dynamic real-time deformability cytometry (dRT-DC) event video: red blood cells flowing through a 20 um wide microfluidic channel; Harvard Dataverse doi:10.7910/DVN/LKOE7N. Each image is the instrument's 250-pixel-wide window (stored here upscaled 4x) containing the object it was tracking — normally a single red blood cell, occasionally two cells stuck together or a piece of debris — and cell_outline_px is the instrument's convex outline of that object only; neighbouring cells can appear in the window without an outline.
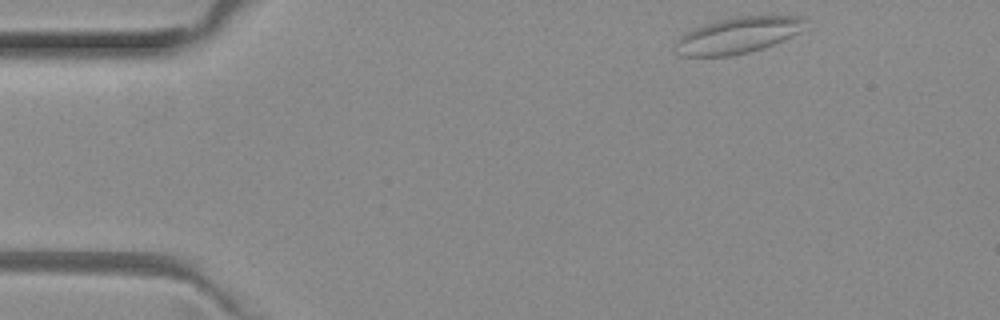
{"species": "common noctule bat (a hibernating species)", "species_latin": "Nyctalus noctula", "temperature_condition": "room temperature", "stored_images_in_passage": 42, "camera_frame_rate_fps": 3000, "um_per_image_px": 0.085, "animal": {"sex": "female", "body_mass_g": 29.2, "forearm_length_mm": 56.3}, "frame": {"image": 1, "passage_image": 1, "time_ms": 0.0, "image_size_px": [1000, 320], "cell_outline_px": [[808, 20], [800, 32], [764, 48], [748, 52], [728, 56], [680, 56], [676, 52], [676, 40], [684, 32], [704, 24], [716, 20], [736, 16], [804, 16]], "centroid_in_image_um": [62.71, 2.99], "position_along_channel_um": 22.3, "area_um2": 27.46}}
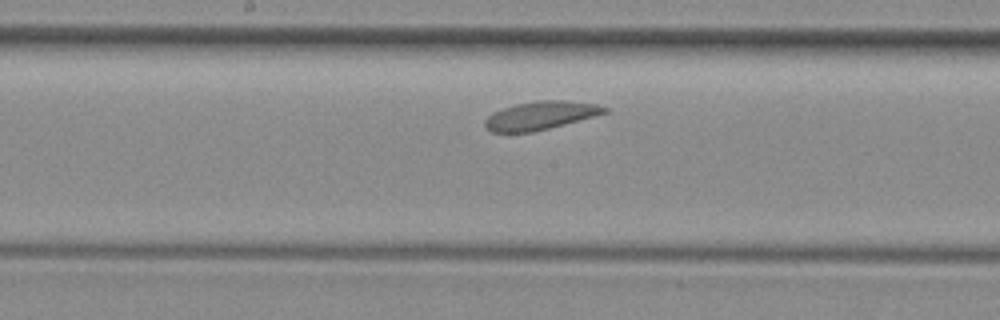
{"frame": {"image": 2, "passage_image": 21, "time_ms": 6.667, "image_size_px": [1000, 320], "cell_outline_px": [[608, 112], [548, 128], [532, 132], [492, 132], [484, 124], [484, 120], [492, 112], [516, 104], [540, 100], [564, 100], [596, 104], [608, 108]], "centroid_in_image_um": [45.92, 9.81], "position_along_channel_um": 202.3, "area_um2": 19.36}}
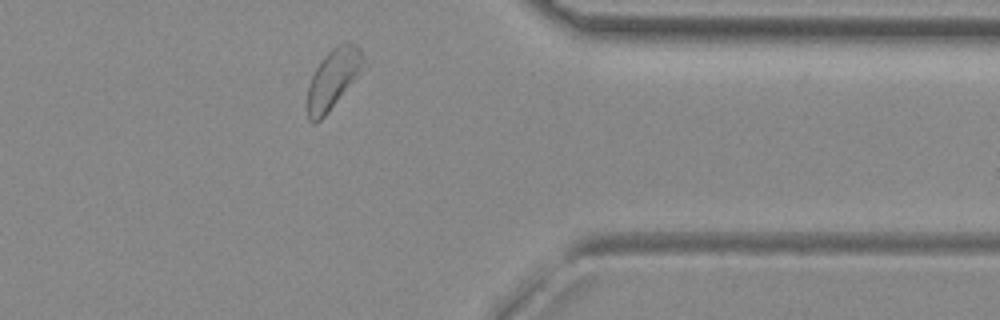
{"frame": {"image": 3, "passage_image": 36, "time_ms": 11.667, "image_size_px": [1000, 320], "cell_outline_px": [[368, 68], [328, 112], [316, 124], [312, 124], [308, 120], [308, 84], [320, 60], [336, 44], [344, 40], [348, 40], [360, 48], [368, 64]], "centroid_in_image_um": [28.41, 6.65], "position_along_channel_um": 383.0, "area_um2": 20.46}}